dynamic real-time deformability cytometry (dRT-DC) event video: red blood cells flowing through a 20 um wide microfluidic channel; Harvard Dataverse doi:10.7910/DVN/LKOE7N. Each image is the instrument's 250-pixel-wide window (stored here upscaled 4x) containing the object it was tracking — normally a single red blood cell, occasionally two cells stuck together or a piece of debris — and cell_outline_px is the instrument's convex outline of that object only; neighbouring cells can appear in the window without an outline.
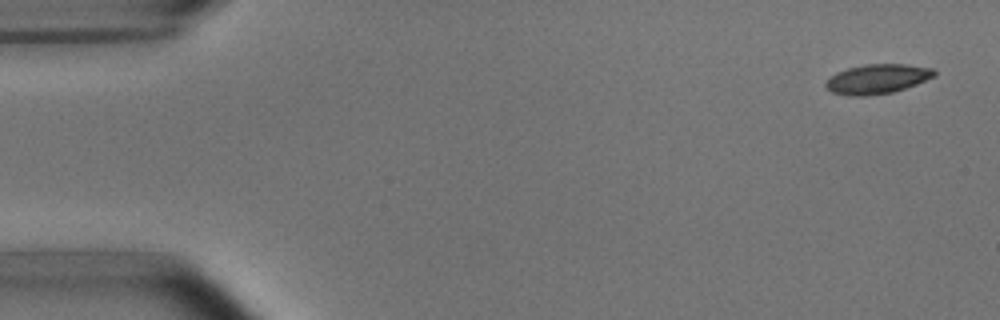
{"species": "common noctule bat (a hibernating species)", "species_latin": "Nyctalus noctula", "temperature_condition": "room temperature", "stored_images_in_passage": 4, "camera_frame_rate_fps": 3000, "um_per_image_px": 0.085, "animal": {"sex": "male", "body_mass_g": 15.6}, "frame": {"image": 1, "passage_image": 1, "time_ms": 0.0, "image_size_px": [1000, 320], "cell_outline_px": [[936, 76], [916, 84], [892, 92], [864, 96], [848, 96], [832, 92], [824, 84], [836, 72], [848, 68], [864, 64], [908, 64], [932, 68], [936, 72]], "centroid_in_image_um": [74.58, 6.7], "position_along_channel_um": 10.4, "area_um2": 18.61}}
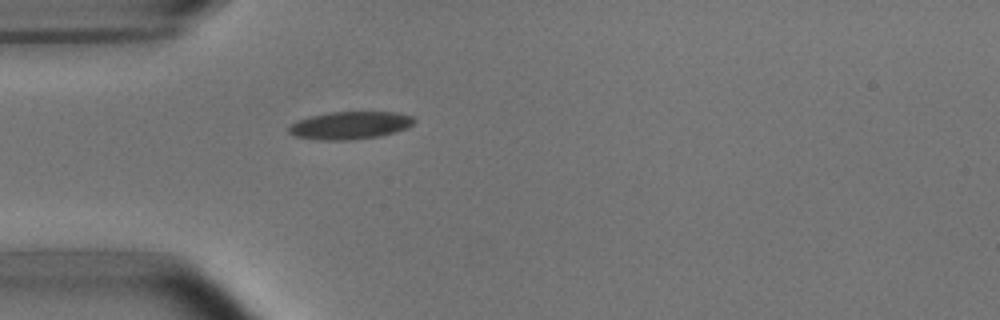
{"frame": {"image": 2, "passage_image": 4, "time_ms": 4.333, "image_size_px": [1000, 320], "cell_outline_px": [[416, 120], [408, 128], [396, 132], [380, 136], [348, 140], [320, 140], [296, 136], [288, 132], [288, 128], [296, 120], [308, 116], [332, 112], [396, 112], [412, 116]], "centroid_in_image_um": [29.76, 10.65], "position_along_channel_um": 55.2, "area_um2": 20.29}}